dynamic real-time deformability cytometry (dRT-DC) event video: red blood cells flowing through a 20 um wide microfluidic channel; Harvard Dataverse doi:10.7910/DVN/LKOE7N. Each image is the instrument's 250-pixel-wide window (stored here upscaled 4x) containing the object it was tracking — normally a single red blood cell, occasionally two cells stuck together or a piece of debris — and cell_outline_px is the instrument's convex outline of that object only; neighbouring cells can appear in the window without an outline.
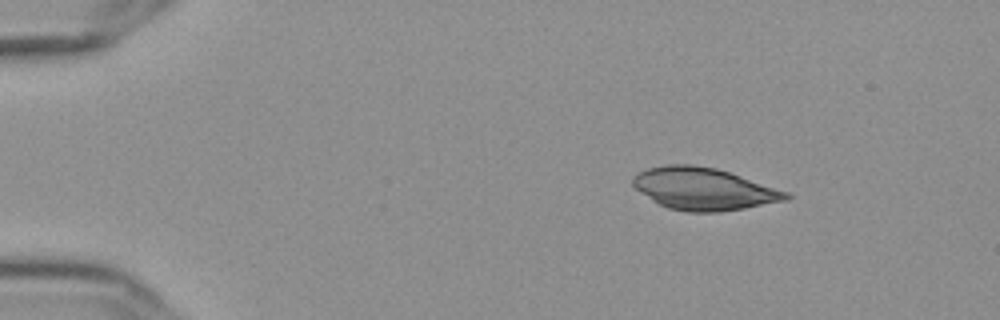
{"species": "Egyptian fruit bat (a non-hibernating species)", "species_latin": "Rousettus aegyptiacus", "temperature_condition": "cold", "stored_images_in_passage": 48, "camera_frame_rate_fps": 3000, "um_per_image_px": 0.085, "frame": {"image": 1, "passage_image": 1, "time_ms": 0.0, "image_size_px": [1000, 320], "cell_outline_px": [[792, 196], [788, 200], [744, 208], [720, 212], [688, 212], [668, 208], [652, 200], [636, 188], [632, 184], [632, 176], [648, 168], [664, 164], [692, 164], [716, 168], [788, 192]], "centroid_in_image_um": [59.8, 16.05], "position_along_channel_um": 25.2, "area_um2": 37.45}}